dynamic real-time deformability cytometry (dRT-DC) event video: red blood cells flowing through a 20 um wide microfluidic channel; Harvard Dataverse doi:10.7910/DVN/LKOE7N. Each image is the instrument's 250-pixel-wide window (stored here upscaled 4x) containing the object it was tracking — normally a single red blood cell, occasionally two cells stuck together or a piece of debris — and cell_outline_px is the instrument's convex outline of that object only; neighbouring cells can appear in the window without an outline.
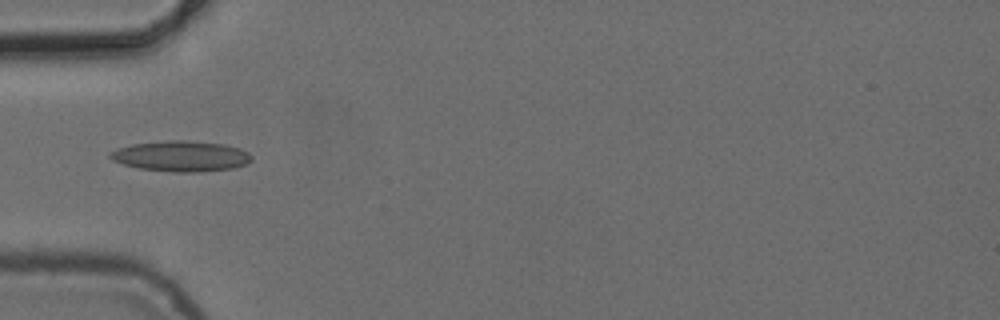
{"species": "common noctule bat (a hibernating species)", "species_latin": "Nyctalus noctula", "temperature_condition": "cold", "stored_images_in_passage": 4, "camera_frame_rate_fps": 3000, "um_per_image_px": 0.085, "animal": {"sex": "female", "body_mass_g": 24.6, "forearm_length_mm": 56.2}, "frame": {"image": 1, "passage_image": 4, "time_ms": 4.333, "image_size_px": [1000, 320], "cell_outline_px": [[252, 160], [244, 164], [232, 168], [200, 172], [172, 172], [140, 168], [124, 164], [112, 160], [108, 156], [108, 152], [116, 148], [132, 144], [168, 140], [188, 140], [224, 144], [240, 148], [248, 152], [252, 156]], "centroid_in_image_um": [15.37, 13.26], "position_along_channel_um": 69.6, "area_um2": 25.32}}